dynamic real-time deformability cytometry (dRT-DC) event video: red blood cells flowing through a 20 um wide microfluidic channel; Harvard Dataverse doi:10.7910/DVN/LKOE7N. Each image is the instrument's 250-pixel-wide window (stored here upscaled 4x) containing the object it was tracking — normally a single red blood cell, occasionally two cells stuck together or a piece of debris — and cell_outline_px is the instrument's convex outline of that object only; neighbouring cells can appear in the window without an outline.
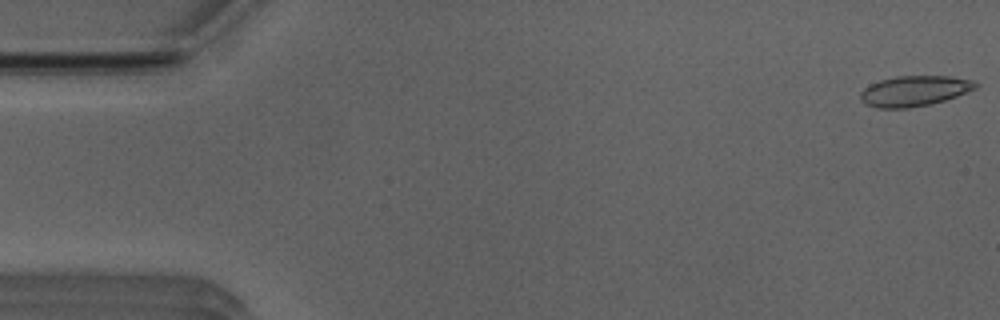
{"species": "Egyptian fruit bat (a non-hibernating species)", "species_latin": "Rousettus aegyptiacus", "temperature_condition": "room temperature", "stored_images_in_passage": 52, "camera_frame_rate_fps": 3000, "um_per_image_px": 0.085, "animal": {"sex": "male"}, "frame": {"image": 1, "passage_image": 1, "time_ms": 0.0, "image_size_px": [1000, 320], "cell_outline_px": [[980, 84], [976, 88], [956, 96], [944, 100], [928, 104], [908, 108], [876, 108], [864, 104], [860, 100], [860, 92], [864, 88], [880, 80], [896, 76], [948, 76], [972, 80]], "centroid_in_image_um": [77.69, 7.73], "position_along_channel_um": 7.3, "area_um2": 20.35}}
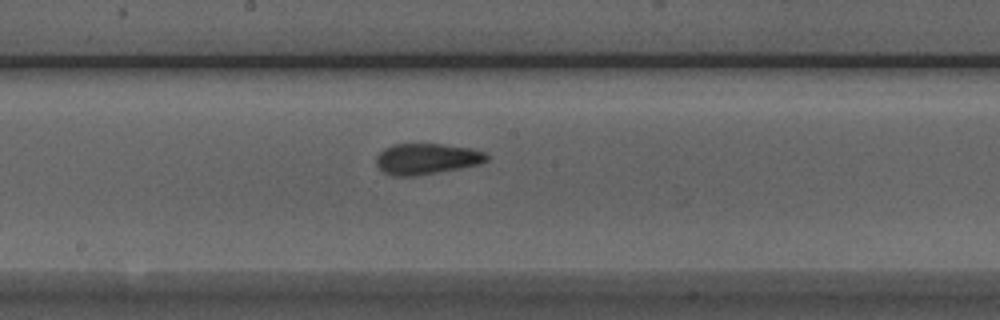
{"frame": {"image": 2, "passage_image": 27, "time_ms": 8.667, "image_size_px": [1000, 320], "cell_outline_px": [[488, 160], [476, 164], [456, 168], [412, 176], [392, 176], [384, 172], [376, 164], [376, 156], [384, 148], [392, 144], [440, 144], [472, 148], [484, 152], [488, 156]], "centroid_in_image_um": [36.21, 13.48], "position_along_channel_um": 212.0, "area_um2": 19.54}}
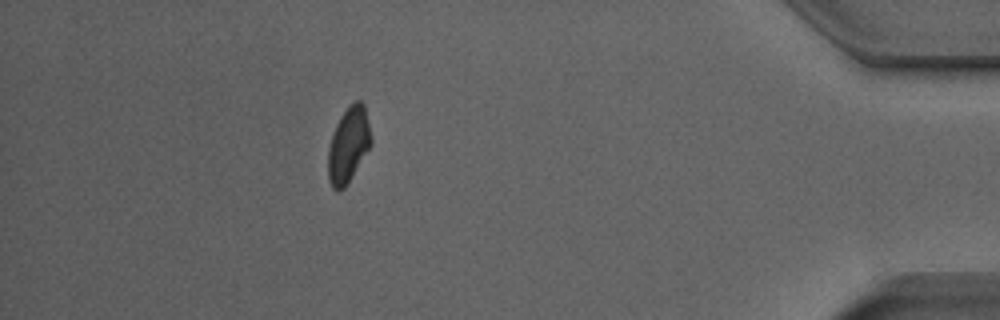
{"frame": {"image": 3, "passage_image": 46, "time_ms": 15.0, "image_size_px": [1000, 320], "cell_outline_px": [[372, 144], [352, 176], [344, 188], [340, 192], [336, 192], [332, 188], [328, 176], [328, 148], [332, 132], [340, 116], [356, 100], [360, 100], [364, 104], [372, 140]], "centroid_in_image_um": [29.6, 12.34], "position_along_channel_um": 405.6, "area_um2": 18.84}, "authors_computed_cell_mechanics": {"area_um2": 19.5653, "velocity_mm_per_s": 3.9269, "shape_relaxation_time_tau1_ms": 6.0142, "shape_relaxation_time_tau2_ms": 1.1707, "deformation_change_tau1": 0.1698, "deformation_change_tau2": 0.0884}}